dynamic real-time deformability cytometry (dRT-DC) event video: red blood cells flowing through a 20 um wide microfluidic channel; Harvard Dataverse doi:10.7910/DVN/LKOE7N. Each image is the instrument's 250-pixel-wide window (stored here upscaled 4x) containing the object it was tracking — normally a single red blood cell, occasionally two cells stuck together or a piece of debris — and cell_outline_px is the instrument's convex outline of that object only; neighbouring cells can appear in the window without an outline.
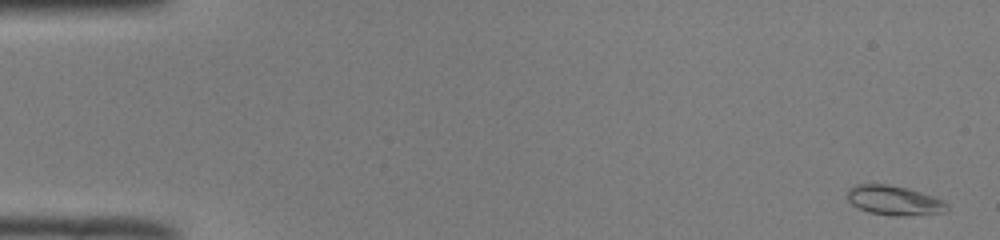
{"species": "common noctule bat (a hibernating species)", "species_latin": "Nyctalus noctula", "temperature_condition": "room temperature", "stored_images_in_passage": 51, "camera_frame_rate_fps": 3000, "um_per_image_px": 0.085, "animal": {"sex": "male", "body_mass_g": 19.0, "forearm_length_mm": 50.8}, "frame": {"image": 1, "passage_image": 1, "time_ms": 0.0, "image_size_px": [1000, 240], "cell_outline_px": [[948, 208], [944, 212], [904, 216], [892, 216], [868, 212], [852, 204], [848, 200], [848, 188], [856, 184], [888, 184], [908, 188], [944, 200], [948, 204]], "centroid_in_image_um": [76.0, 17.03], "position_along_channel_um": 9.0, "area_um2": 17.17}}
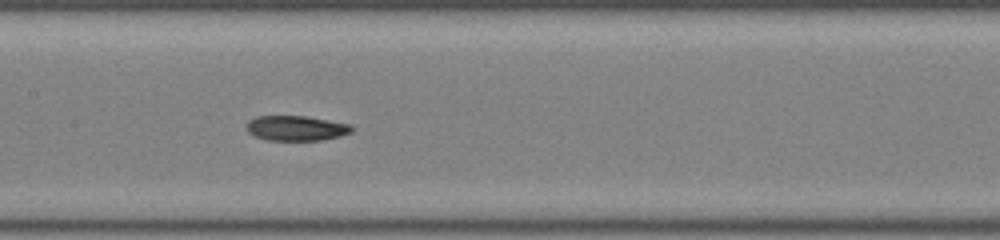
{"frame": {"image": 2, "passage_image": 25, "time_ms": 8.0, "image_size_px": [1000, 240], "cell_outline_px": [[356, 128], [352, 132], [340, 136], [320, 140], [268, 140], [256, 136], [248, 132], [248, 120], [256, 116], [304, 116], [352, 124]], "centroid_in_image_um": [25.23, 10.89], "position_along_channel_um": 182.2, "area_um2": 15.32}}
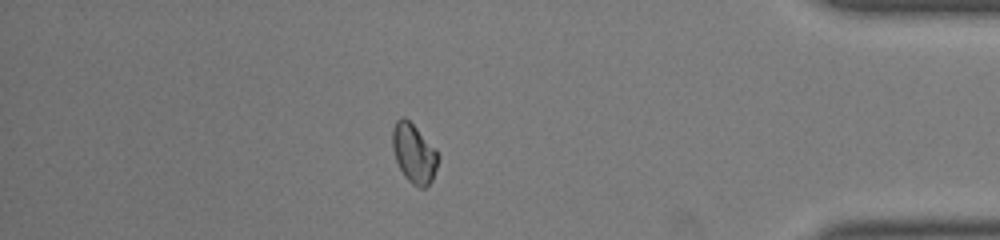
{"frame": {"image": 3, "passage_image": 44, "time_ms": 14.333, "image_size_px": [1000, 240], "cell_outline_px": [[440, 156], [432, 180], [424, 188], [420, 188], [412, 184], [404, 176], [396, 160], [392, 148], [392, 128], [396, 120], [400, 116], [404, 116], [436, 148]], "centroid_in_image_um": [35.18, 13.02], "position_along_channel_um": 400.0, "area_um2": 15.84}}